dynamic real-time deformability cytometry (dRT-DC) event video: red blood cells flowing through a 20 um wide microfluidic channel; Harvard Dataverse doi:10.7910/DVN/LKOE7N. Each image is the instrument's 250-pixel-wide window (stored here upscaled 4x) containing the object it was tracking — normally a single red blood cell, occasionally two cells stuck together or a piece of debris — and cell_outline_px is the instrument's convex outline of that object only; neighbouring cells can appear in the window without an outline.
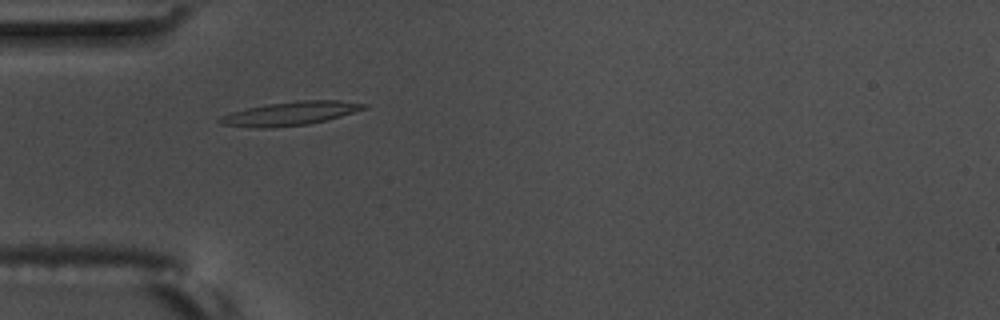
{"species": "common noctule bat (a hibernating species)", "species_latin": "Nyctalus noctula", "temperature_condition": "warm", "stored_images_in_passage": 44, "camera_frame_rate_fps": 3000, "um_per_image_px": 0.085, "animal": {"sex": "male", "body_mass_g": 17.5, "forearm_length_mm": 52.3}, "frame": {"image": 1, "passage_image": 4, "time_ms": 1.0, "image_size_px": [1000, 320], "cell_outline_px": [[368, 108], [340, 116], [308, 124], [272, 128], [256, 128], [220, 124], [216, 120], [220, 116], [232, 112], [248, 108], [268, 104], [300, 100], [340, 100], [368, 104]], "centroid_in_image_um": [24.66, 9.65], "position_along_channel_um": 60.3, "area_um2": 19.83}}
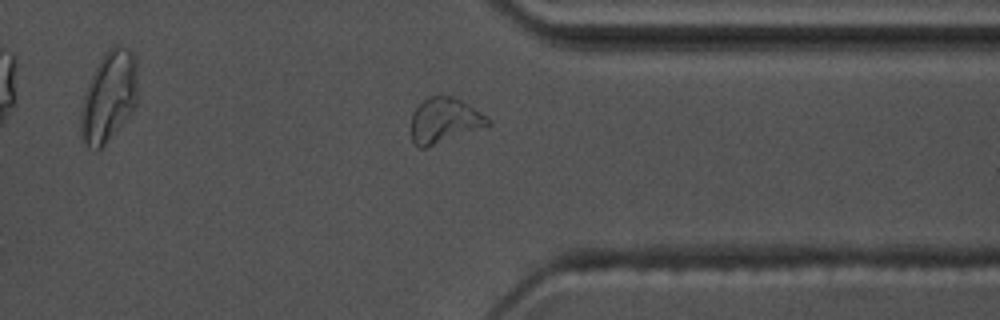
{"frame": {"image": 2, "passage_image": 31, "time_ms": 10.0, "image_size_px": [1000, 320], "cell_outline_px": [[492, 124], [424, 148], [420, 148], [412, 140], [412, 112], [428, 96], [452, 96], [468, 104], [488, 116], [492, 120]], "centroid_in_image_um": [37.8, 10.22], "position_along_channel_um": 373.6, "area_um2": 19.88}}
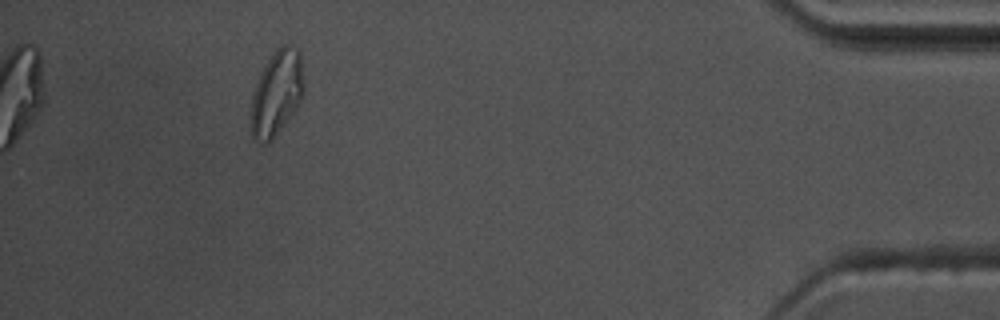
{"frame": {"image": 3, "passage_image": 39, "time_ms": 12.667, "image_size_px": [1000, 320], "cell_outline_px": [[304, 92], [300, 100], [292, 112], [280, 128], [268, 140], [252, 140], [252, 92], [256, 80], [260, 72], [276, 48], [284, 44], [288, 44], [300, 48], [304, 84]], "centroid_in_image_um": [23.53, 7.78], "position_along_channel_um": 411.7, "area_um2": 25.66}, "authors_computed_cell_mechanics": {"area_um2": 18.4093, "velocity_mm_per_s": 3.5514, "shape_relaxation_time_tau1_ms": 5.608, "shape_relaxation_time_tau2_ms": 1.9759, "deformation_change_tau1": 0.2108, "deformation_change_tau2": 0.1147}}